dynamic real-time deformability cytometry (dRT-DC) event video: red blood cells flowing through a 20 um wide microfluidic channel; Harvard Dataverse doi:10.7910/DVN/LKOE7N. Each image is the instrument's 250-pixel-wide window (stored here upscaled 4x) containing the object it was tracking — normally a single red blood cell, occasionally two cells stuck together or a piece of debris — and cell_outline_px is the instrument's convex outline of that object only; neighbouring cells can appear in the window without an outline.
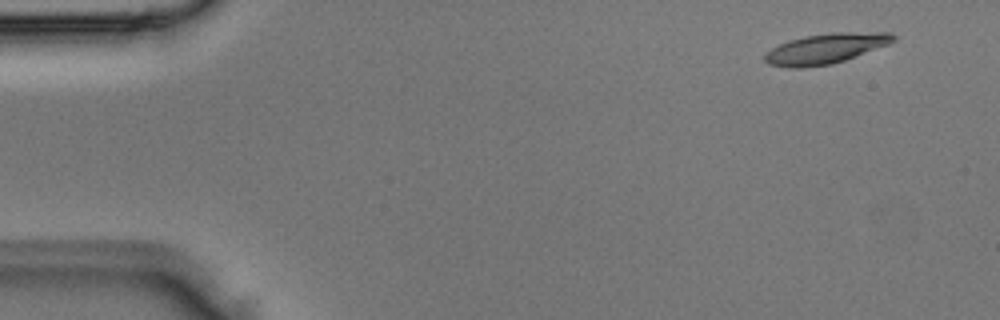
{"species": "Egyptian fruit bat (a non-hibernating species)", "species_latin": "Rousettus aegyptiacus", "temperature_condition": "room temperature", "stored_images_in_passage": 2, "segment_of_instrument_passage": [2, 2], "camera_frame_rate_fps": 3000, "um_per_image_px": 0.085, "animal": {"sex": "male"}, "frame": {"image": 1, "passage_image": 2, "time_ms": 0.333, "image_size_px": [1000, 320], "cell_outline_px": [[896, 40], [888, 44], [844, 60], [832, 64], [800, 68], [788, 68], [768, 64], [764, 60], [764, 56], [772, 48], [788, 40], [804, 36], [832, 32], [892, 32], [896, 36]], "centroid_in_image_um": [70.18, 4.12], "position_along_channel_um": 14.8, "area_um2": 22.6}}